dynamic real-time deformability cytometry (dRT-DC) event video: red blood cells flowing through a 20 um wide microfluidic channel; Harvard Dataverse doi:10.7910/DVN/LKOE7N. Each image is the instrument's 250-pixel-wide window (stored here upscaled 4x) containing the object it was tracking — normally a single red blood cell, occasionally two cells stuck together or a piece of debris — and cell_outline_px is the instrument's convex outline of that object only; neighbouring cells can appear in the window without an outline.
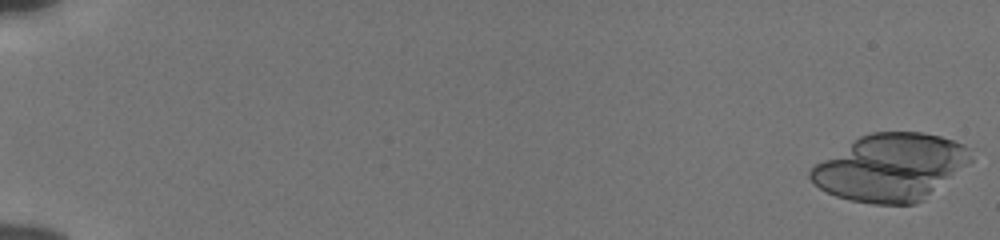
{"species": "human", "species_latin": "Homo sapiens", "temperature_condition": "cold", "stored_images_in_passage": 45, "camera_frame_rate_fps": 3000, "um_per_image_px": 0.085, "donor": {"sex": "male"}, "frame": {"image": 1, "passage_image": 1, "time_ms": 0.0, "image_size_px": [1000, 240], "cell_outline_px": [[972, 160], [968, 164], [924, 200], [916, 204], [872, 204], [852, 200], [836, 196], [820, 188], [808, 176], [808, 172], [816, 164], [860, 136], [872, 132], [924, 132], [940, 136], [964, 144], [968, 148], [972, 156]], "centroid_in_image_um": [75.73, 14.23], "position_along_channel_um": 9.3, "area_um2": 62.14}}